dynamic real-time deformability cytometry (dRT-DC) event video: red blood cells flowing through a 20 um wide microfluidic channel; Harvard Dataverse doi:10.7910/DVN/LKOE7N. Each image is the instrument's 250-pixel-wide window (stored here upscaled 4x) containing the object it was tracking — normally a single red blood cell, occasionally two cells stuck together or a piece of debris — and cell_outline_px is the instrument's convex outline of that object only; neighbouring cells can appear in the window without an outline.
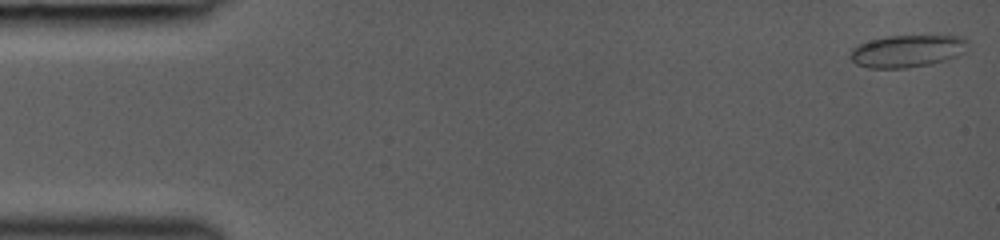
{"species": "common noctule bat (a hibernating species)", "species_latin": "Nyctalus noctula", "temperature_condition": "room temperature", "stored_images_in_passage": 9, "camera_frame_rate_fps": 3000, "um_per_image_px": 0.085, "animal": {"sex": "female", "body_mass_g": 19.0, "forearm_length_mm": 53.3}, "frame": {"image": 1, "passage_image": 1, "time_ms": 0.0, "image_size_px": [1000, 240], "cell_outline_px": [[968, 44], [964, 52], [948, 60], [932, 64], [904, 68], [868, 68], [856, 64], [848, 56], [852, 48], [856, 44], [888, 36], [964, 36], [968, 40]], "centroid_in_image_um": [77.11, 4.34], "position_along_channel_um": 7.9, "area_um2": 22.31}}